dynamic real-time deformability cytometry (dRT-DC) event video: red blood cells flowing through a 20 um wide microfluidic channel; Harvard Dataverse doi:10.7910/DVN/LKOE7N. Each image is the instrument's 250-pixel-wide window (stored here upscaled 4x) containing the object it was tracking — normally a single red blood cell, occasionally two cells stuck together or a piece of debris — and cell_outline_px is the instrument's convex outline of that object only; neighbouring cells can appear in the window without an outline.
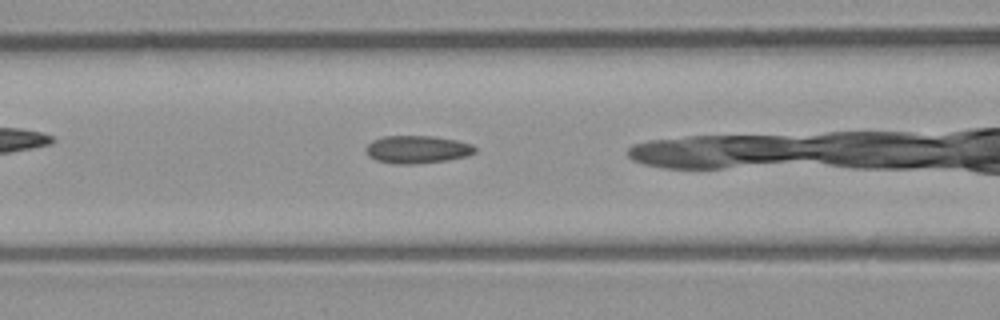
{"species": "common noctule bat (a hibernating species)", "species_latin": "Nyctalus noctula", "temperature_condition": "room temperature", "stored_images_in_passage": 34, "camera_frame_rate_fps": 3000, "um_per_image_px": 0.085, "animal": {"sex": "male", "body_mass_g": 23.1, "forearm_length_mm": 52.7}, "frame": {"image": 1, "passage_image": 13, "time_ms": 4.0, "image_size_px": [1000, 320], "cell_outline_px": [[476, 152], [468, 156], [448, 160], [416, 164], [396, 164], [376, 160], [368, 156], [364, 148], [372, 140], [384, 136], [432, 136], [456, 140], [472, 144], [476, 148]], "centroid_in_image_um": [35.46, 12.71], "position_along_channel_um": 131.1, "area_um2": 17.8}}
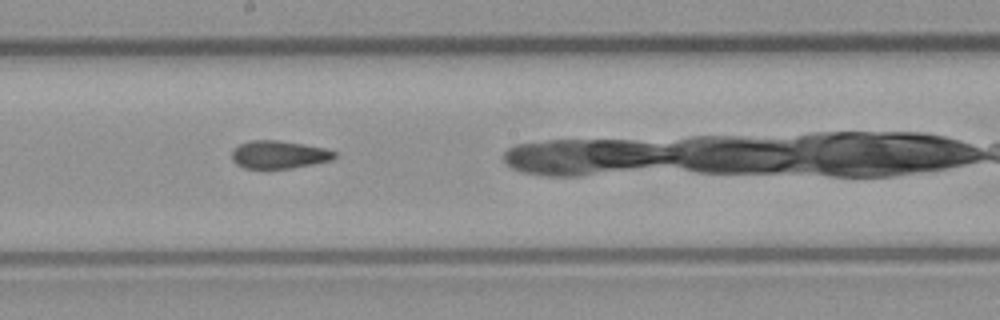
{"frame": {"image": 2, "passage_image": 20, "time_ms": 6.333, "image_size_px": [1000, 320], "cell_outline_px": [[336, 156], [332, 160], [292, 168], [244, 168], [236, 164], [232, 160], [232, 152], [240, 144], [252, 140], [276, 140], [304, 144], [324, 148], [336, 152]], "centroid_in_image_um": [23.71, 13.14], "position_along_channel_um": 224.5, "area_um2": 16.53}}
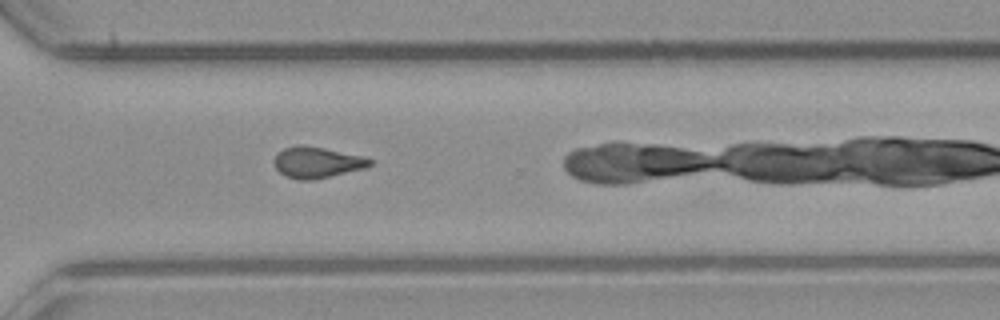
{"frame": {"image": 3, "passage_image": 29, "time_ms": 9.333, "image_size_px": [1000, 320], "cell_outline_px": [[372, 164], [368, 168], [312, 180], [300, 180], [284, 176], [276, 168], [272, 160], [276, 152], [284, 148], [300, 144], [324, 148], [364, 156], [372, 160]], "centroid_in_image_um": [26.93, 13.8], "position_along_channel_um": 343.7, "area_um2": 17.63}}